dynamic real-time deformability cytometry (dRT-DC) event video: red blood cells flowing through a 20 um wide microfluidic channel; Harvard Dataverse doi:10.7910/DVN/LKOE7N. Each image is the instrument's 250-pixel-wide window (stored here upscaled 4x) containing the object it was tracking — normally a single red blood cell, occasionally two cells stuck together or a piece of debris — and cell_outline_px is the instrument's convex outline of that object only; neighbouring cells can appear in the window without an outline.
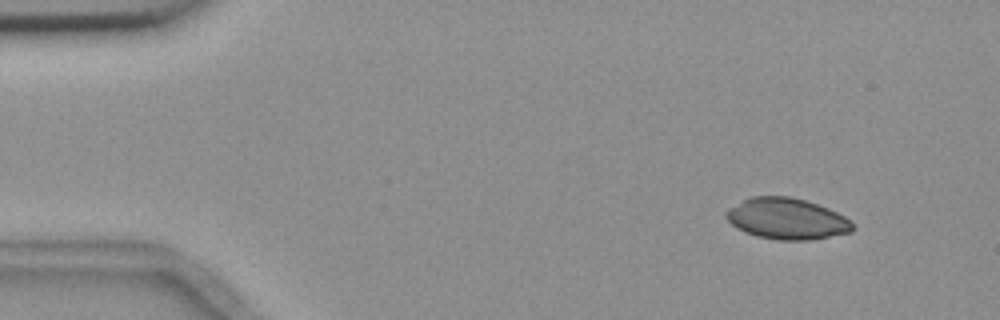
{"species": "common noctule bat (a hibernating species)", "species_latin": "Nyctalus noctula", "temperature_condition": "room temperature", "stored_images_in_passage": 3, "camera_frame_rate_fps": 3000, "um_per_image_px": 0.085, "animal": {"sex": "female", "body_mass_g": 18.4}, "frame": {"image": 1, "passage_image": 1, "time_ms": 0.0, "image_size_px": [1000, 320], "cell_outline_px": [[856, 228], [852, 232], [808, 240], [776, 240], [756, 236], [744, 232], [736, 228], [724, 216], [724, 212], [744, 200], [752, 196], [792, 196], [828, 208], [844, 216]], "centroid_in_image_um": [66.87, 18.6], "position_along_channel_um": 18.1, "area_um2": 30.23}}